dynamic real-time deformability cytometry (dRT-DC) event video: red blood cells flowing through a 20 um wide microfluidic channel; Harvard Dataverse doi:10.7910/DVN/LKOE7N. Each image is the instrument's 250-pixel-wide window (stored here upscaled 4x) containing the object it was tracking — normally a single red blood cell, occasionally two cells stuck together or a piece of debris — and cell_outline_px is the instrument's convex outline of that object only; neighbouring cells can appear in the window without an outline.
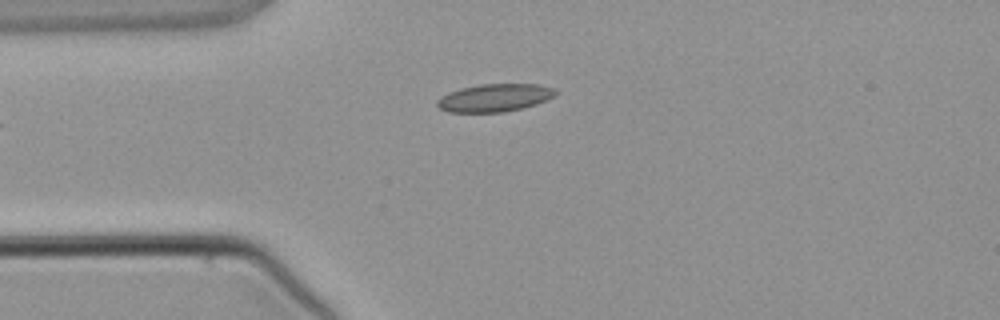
{"species": "common noctule bat (a hibernating species)", "species_latin": "Nyctalus noctula", "temperature_condition": "warm", "stored_images_in_passage": 5, "camera_frame_rate_fps": 3000, "um_per_image_px": 0.085, "animal": {"sex": "male", "body_mass_g": 21.5, "forearm_length_mm": 52.0}, "frame": {"image": 1, "passage_image": 5, "time_ms": 4.667, "image_size_px": [1000, 320], "cell_outline_px": [[556, 96], [536, 104], [524, 108], [504, 112], [448, 112], [440, 108], [436, 104], [436, 100], [440, 96], [448, 92], [460, 88], [480, 84], [540, 84], [552, 88], [556, 92]], "centroid_in_image_um": [42.02, 8.31], "position_along_channel_um": 43.0, "area_um2": 19.31}}